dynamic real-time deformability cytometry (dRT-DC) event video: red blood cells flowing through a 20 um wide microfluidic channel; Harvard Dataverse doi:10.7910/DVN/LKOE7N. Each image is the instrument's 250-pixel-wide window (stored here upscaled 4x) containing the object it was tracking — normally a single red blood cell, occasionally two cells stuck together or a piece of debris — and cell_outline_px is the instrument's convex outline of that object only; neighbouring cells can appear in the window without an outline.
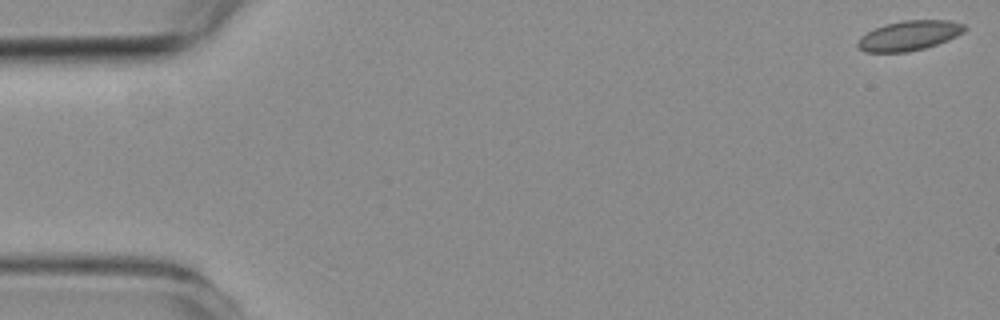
{"species": "common noctule bat (a hibernating species)", "species_latin": "Nyctalus noctula", "temperature_condition": "room temperature", "stored_images_in_passage": 3, "camera_frame_rate_fps": 3000, "um_per_image_px": 0.085, "animal": {"sex": "female", "body_mass_g": 19.3, "forearm_length_mm": 54.1}, "frame": {"image": 1, "passage_image": 1, "time_ms": 0.0, "image_size_px": [1000, 320], "cell_outline_px": [[968, 28], [964, 32], [948, 40], [924, 48], [908, 52], [864, 52], [856, 44], [860, 36], [876, 28], [888, 24], [904, 20], [948, 20], [964, 24]], "centroid_in_image_um": [77.3, 3.02], "position_along_channel_um": 7.7, "area_um2": 18.44}}